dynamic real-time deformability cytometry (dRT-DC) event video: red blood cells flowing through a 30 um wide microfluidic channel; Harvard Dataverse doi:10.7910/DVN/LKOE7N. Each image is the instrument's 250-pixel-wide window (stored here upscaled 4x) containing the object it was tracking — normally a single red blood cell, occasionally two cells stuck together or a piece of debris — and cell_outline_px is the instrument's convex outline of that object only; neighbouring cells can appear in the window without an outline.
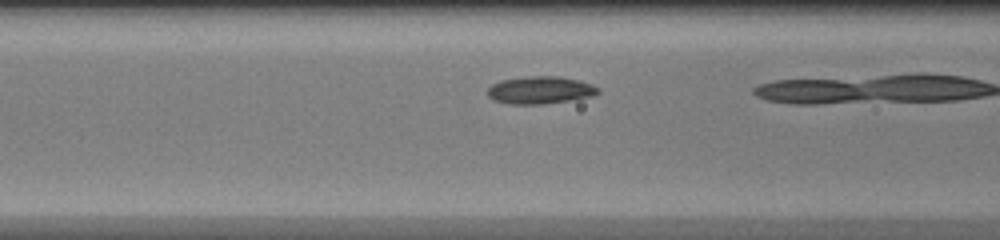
{"species": "common noctule bat (a hibernating species)", "species_latin": "Nyctalus noctula", "temperature_condition": "warm", "stored_images_in_passage": 7, "camera_frame_rate_fps": 3000, "um_per_image_px": 0.085, "animal": {"sex": "female", "body_mass_g": 20.0, "forearm_length_mm": 54.0}, "frame": {"image": 1, "passage_image": 5, "time_ms": 1.333, "image_size_px": [1000, 240], "cell_outline_px": [[600, 92], [592, 96], [544, 104], [508, 104], [492, 100], [488, 96], [488, 88], [492, 84], [500, 80], [528, 76], [560, 76], [592, 84], [600, 88]], "centroid_in_image_um": [45.89, 7.66], "position_along_channel_um": 120.7, "area_um2": 17.74}}